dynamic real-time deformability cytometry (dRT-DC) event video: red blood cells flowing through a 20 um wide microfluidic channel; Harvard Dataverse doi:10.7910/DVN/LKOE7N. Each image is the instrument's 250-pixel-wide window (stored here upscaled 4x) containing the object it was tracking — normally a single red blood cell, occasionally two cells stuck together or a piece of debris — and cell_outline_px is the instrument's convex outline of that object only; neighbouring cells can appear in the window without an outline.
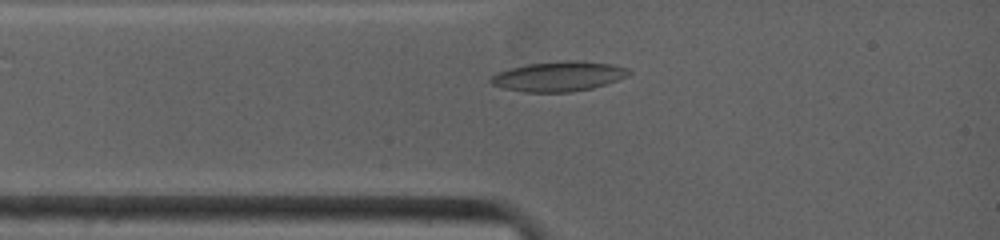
{"species": "common noctule bat (a hibernating species)", "species_latin": "Nyctalus noctula", "temperature_condition": "warm", "stored_images_in_passage": 33, "camera_frame_rate_fps": 4500, "um_per_image_px": 0.085, "animal": {"sex": "female", "body_mass_g": 19.0, "forearm_length_mm": 53.3}, "frame": {"image": 1, "passage_image": 6, "time_ms": 1.778, "image_size_px": [1000, 240], "cell_outline_px": [[632, 72], [628, 76], [592, 88], [572, 92], [524, 92], [504, 88], [492, 84], [488, 80], [496, 72], [508, 68], [528, 64], [556, 60], [572, 60], [612, 64], [628, 68]], "centroid_in_image_um": [47.46, 6.48], "position_along_channel_um": 37.5, "area_um2": 24.16}}
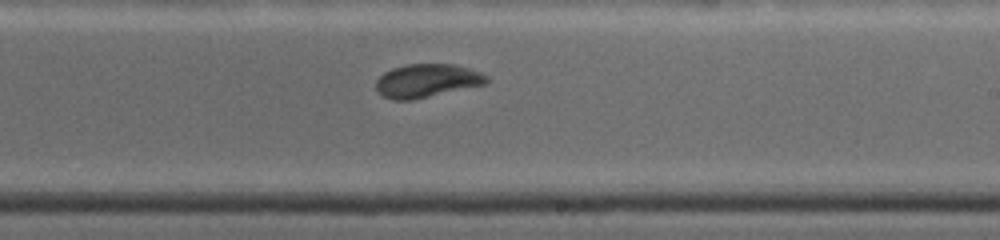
{"frame": {"image": 2, "passage_image": 21, "time_ms": 7.333, "image_size_px": [1000, 240], "cell_outline_px": [[488, 80], [484, 84], [412, 100], [392, 100], [384, 96], [376, 88], [376, 80], [384, 72], [392, 68], [408, 64], [452, 64], [468, 68], [480, 72], [488, 76]], "centroid_in_image_um": [36.26, 6.85], "position_along_channel_um": 252.7, "area_um2": 21.27}}
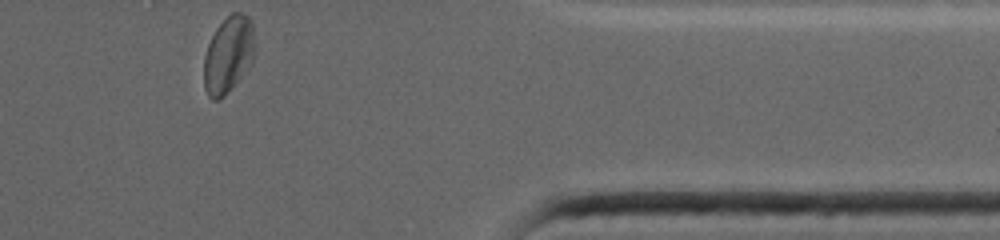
{"frame": {"image": 3, "passage_image": 33, "time_ms": 11.556, "image_size_px": [1000, 240], "cell_outline_px": [[256, 48], [252, 64], [228, 92], [220, 100], [212, 100], [208, 96], [204, 88], [204, 56], [208, 44], [216, 28], [232, 12], [240, 12], [248, 16], [252, 20], [256, 44]], "centroid_in_image_um": [19.44, 4.65], "position_along_channel_um": 392.0, "area_um2": 23.18}, "authors_computed_cell_mechanics": {"area_um2": 22.0796, "velocity_mm_per_s": 3.8882, "shape_relaxation_time_tau1_ms": 3.9661, "shape_relaxation_time_tau2_ms": 2.84, "deformation_change_tau1": 0.1198, "deformation_change_tau2": 0.0611}}